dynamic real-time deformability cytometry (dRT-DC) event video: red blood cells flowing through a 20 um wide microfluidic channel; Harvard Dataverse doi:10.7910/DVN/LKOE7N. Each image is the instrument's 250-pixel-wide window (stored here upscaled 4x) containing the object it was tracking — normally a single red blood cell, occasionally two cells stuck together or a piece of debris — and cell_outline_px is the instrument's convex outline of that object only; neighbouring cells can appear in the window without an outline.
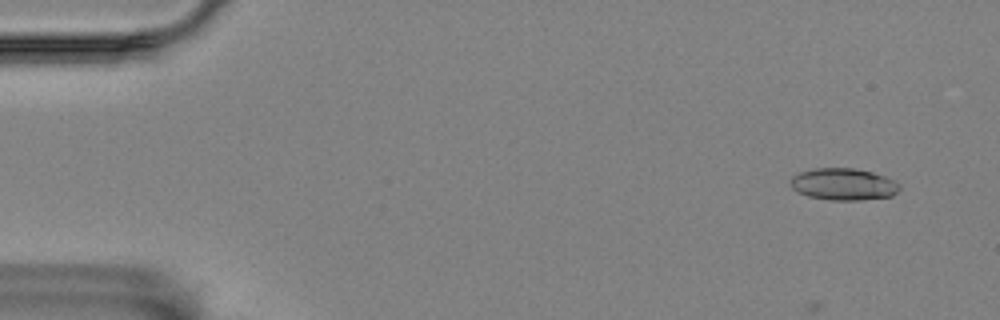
{"species": "Egyptian fruit bat (a non-hibernating species)", "species_latin": "Rousettus aegyptiacus", "temperature_condition": "room temperature", "stored_images_in_passage": 21, "camera_frame_rate_fps": 3000, "um_per_image_px": 0.085, "animal": {"sex": "female"}, "frame": {"image": 1, "passage_image": 4, "time_ms": 1.0, "image_size_px": [1000, 320], "cell_outline_px": [[900, 188], [892, 196], [860, 200], [828, 200], [808, 196], [792, 188], [788, 184], [788, 180], [792, 176], [800, 172], [812, 168], [856, 168], [872, 172], [884, 176], [900, 184]], "centroid_in_image_um": [71.65, 15.65], "position_along_channel_um": 13.3, "area_um2": 20.4}}
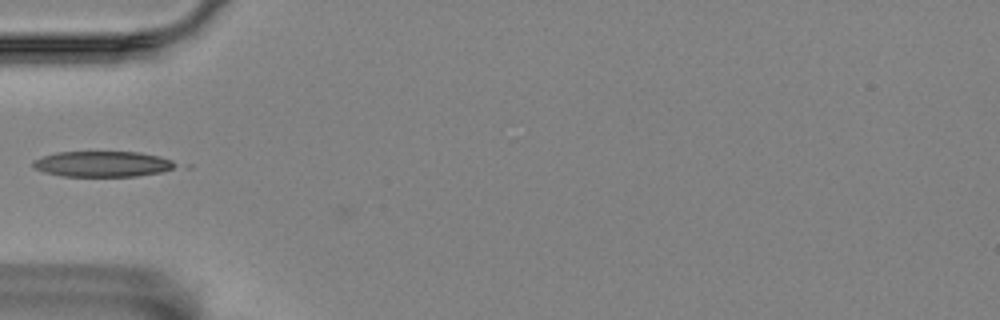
{"frame": {"image": 2, "passage_image": 19, "time_ms": 6.0, "image_size_px": [1000, 320], "cell_outline_px": [[192, 168], [136, 176], [64, 176], [44, 172], [36, 168], [32, 164], [32, 160], [56, 152], [140, 152], [160, 156], [192, 164]], "centroid_in_image_um": [9.07, 13.94], "position_along_channel_um": 75.9, "area_um2": 22.37}}